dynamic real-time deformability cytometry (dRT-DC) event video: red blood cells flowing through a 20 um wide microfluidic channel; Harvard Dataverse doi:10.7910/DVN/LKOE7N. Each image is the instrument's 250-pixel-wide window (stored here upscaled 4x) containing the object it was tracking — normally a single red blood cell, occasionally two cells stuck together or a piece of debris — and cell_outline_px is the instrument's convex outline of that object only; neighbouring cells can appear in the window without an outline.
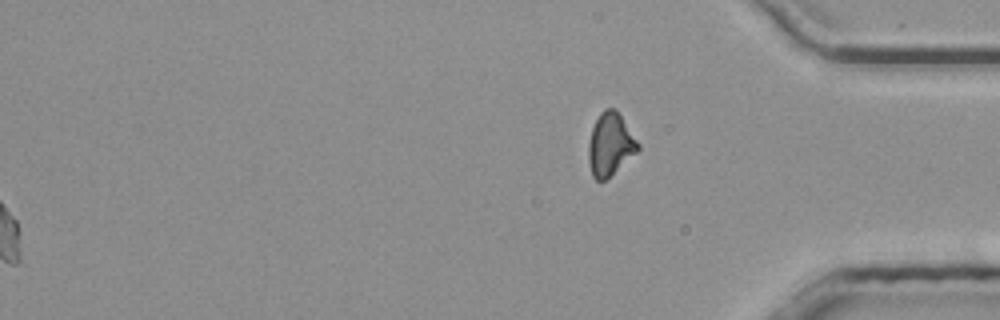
{"species": "common noctule bat (a hibernating species)", "species_latin": "Nyctalus noctula", "temperature_condition": "room temperature", "stored_images_in_passage": 52, "segment_of_instrument_passage": [2, 2], "camera_frame_rate_fps": 3000, "um_per_image_px": 0.085, "animal": {"sex": "male", "body_mass_g": 20.4}, "frame": {"image": 1, "passage_image": 52, "time_ms": 17.0, "image_size_px": [1000, 320], "cell_outline_px": [[640, 148], [636, 152], [604, 180], [596, 180], [592, 176], [588, 160], [588, 144], [592, 128], [600, 112], [604, 108], [616, 108], [640, 144]], "centroid_in_image_um": [51.85, 12.23], "position_along_channel_um": 383.3, "area_um2": 17.86}}